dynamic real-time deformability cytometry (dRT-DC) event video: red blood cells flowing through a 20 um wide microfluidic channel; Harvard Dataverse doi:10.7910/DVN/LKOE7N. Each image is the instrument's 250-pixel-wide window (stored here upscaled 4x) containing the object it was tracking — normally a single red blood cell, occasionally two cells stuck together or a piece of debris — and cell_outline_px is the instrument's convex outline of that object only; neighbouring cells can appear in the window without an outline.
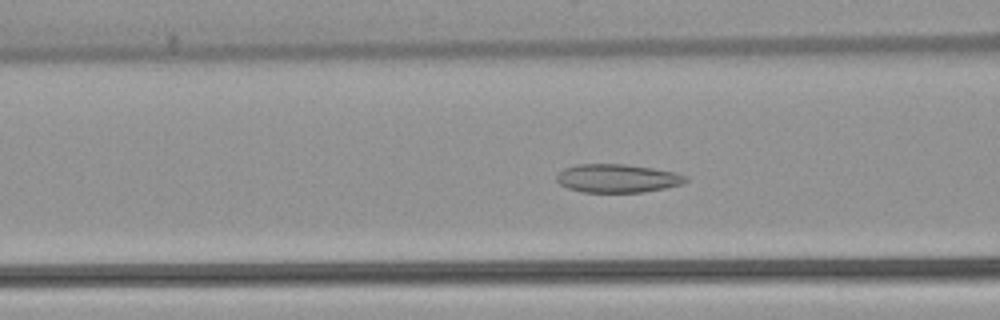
{"species": "common noctule bat (a hibernating species)", "species_latin": "Nyctalus noctula", "temperature_condition": "warm", "stored_images_in_passage": 53, "camera_frame_rate_fps": 3000, "um_per_image_px": 0.085, "animal": {"sex": "female", "body_mass_g": 22.7, "forearm_length_mm": 54.2}, "frame": {"image": 1, "passage_image": 21, "time_ms": 6.667, "image_size_px": [1000, 320], "cell_outline_px": [[688, 180], [680, 184], [664, 188], [644, 192], [584, 192], [568, 188], [560, 184], [556, 180], [556, 176], [564, 168], [576, 164], [624, 164], [652, 168], [676, 172], [688, 176]], "centroid_in_image_um": [52.48, 15.15], "position_along_channel_um": 114.1, "area_um2": 21.33}}
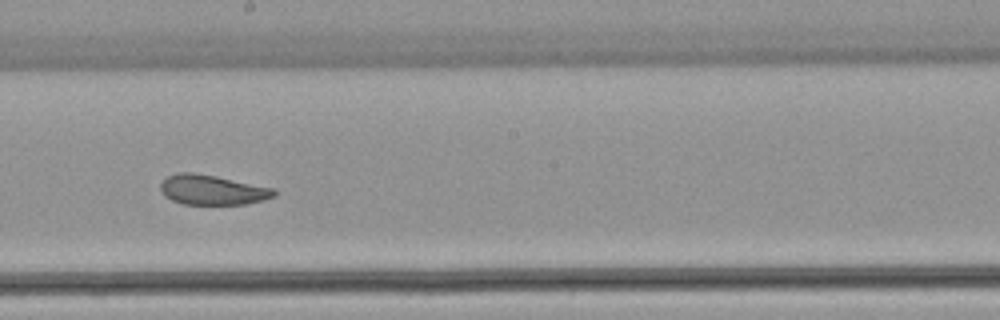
{"frame": {"image": 2, "passage_image": 30, "time_ms": 9.667, "image_size_px": [1000, 320], "cell_outline_px": [[276, 196], [244, 204], [184, 204], [172, 200], [164, 196], [160, 192], [160, 180], [168, 176], [180, 172], [196, 172], [216, 176], [272, 188], [276, 192]], "centroid_in_image_um": [17.97, 16.13], "position_along_channel_um": 230.2, "area_um2": 19.71}}
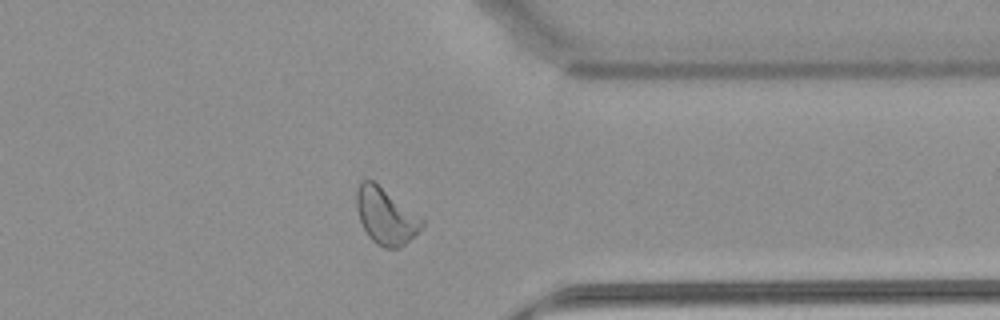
{"frame": {"image": 3, "passage_image": 42, "time_ms": 13.667, "image_size_px": [1000, 320], "cell_outline_px": [[424, 224], [400, 248], [384, 248], [376, 244], [368, 236], [360, 220], [356, 208], [356, 188], [360, 180], [372, 180], [424, 220]], "centroid_in_image_um": [32.73, 18.37], "position_along_channel_um": 378.7, "area_um2": 20.98}, "authors_computed_cell_mechanics": {"area_um2": 23.0044, "velocity_mm_per_s": 3.8766, "shape_relaxation_time_tau1_ms": null, "shape_relaxation_time_tau2_ms": 2.3441, "deformation_change_tau1": null, "deformation_change_tau2": 0.0941}}